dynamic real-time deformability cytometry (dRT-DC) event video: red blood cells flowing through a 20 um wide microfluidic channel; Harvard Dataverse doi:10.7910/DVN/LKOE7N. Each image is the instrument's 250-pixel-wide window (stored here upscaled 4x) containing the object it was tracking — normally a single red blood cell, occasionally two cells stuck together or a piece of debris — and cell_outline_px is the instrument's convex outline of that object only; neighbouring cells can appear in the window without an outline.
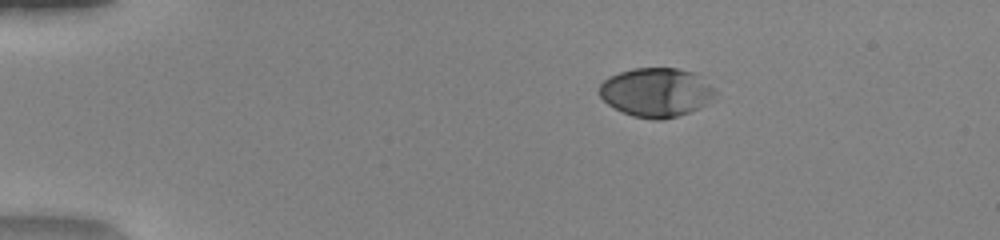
{"species": "human", "species_latin": "Homo sapiens", "temperature_condition": "warm", "stored_images_in_passage": 42, "camera_frame_rate_fps": 3000, "um_per_image_px": 0.085, "donor": {"sex": "female"}, "frame": {"image": 1, "passage_image": 1, "time_ms": 0.0, "image_size_px": [1000, 240], "cell_outline_px": [[716, 92], [708, 104], [700, 108], [664, 120], [652, 120], [632, 116], [608, 104], [600, 96], [600, 84], [608, 76], [632, 68], [676, 68], [696, 72], [716, 88]], "centroid_in_image_um": [55.82, 7.84], "position_along_channel_um": 29.2, "area_um2": 33.35}}
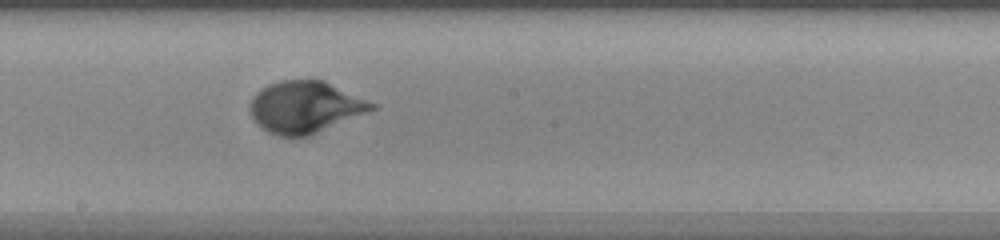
{"frame": {"image": 2, "passage_image": 21, "time_ms": 6.667, "image_size_px": [1000, 240], "cell_outline_px": [[376, 108], [308, 136], [280, 136], [268, 132], [252, 116], [248, 108], [248, 104], [252, 96], [260, 88], [268, 84], [280, 80], [324, 80], [376, 104]], "centroid_in_image_um": [25.89, 9.08], "position_along_channel_um": 222.3, "area_um2": 36.36}}
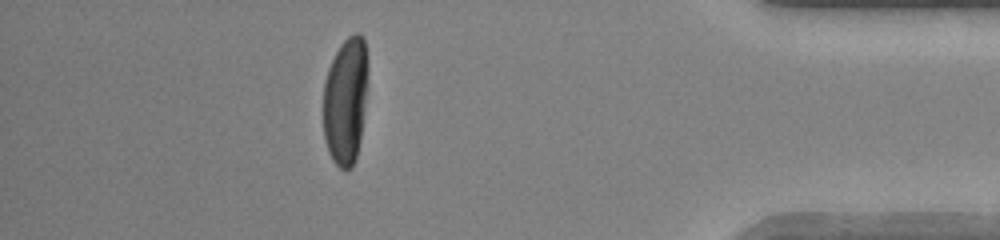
{"frame": {"image": 3, "passage_image": 37, "time_ms": 12.0, "image_size_px": [1000, 240], "cell_outline_px": [[364, 108], [360, 140], [356, 160], [352, 168], [344, 172], [332, 160], [328, 152], [324, 140], [324, 80], [328, 68], [340, 44], [348, 36], [356, 32], [364, 40]], "centroid_in_image_um": [29.31, 8.68], "position_along_channel_um": 405.9, "area_um2": 32.25}, "authors_computed_cell_mechanics": {"area_um2": 34.2176, "velocity_mm_per_s": 4.1274, "shape_relaxation_time_tau1_ms": 2.7492, "shape_relaxation_time_tau2_ms": null, "deformation_change_tau1": 0.1943, "deformation_change_tau2": null}}